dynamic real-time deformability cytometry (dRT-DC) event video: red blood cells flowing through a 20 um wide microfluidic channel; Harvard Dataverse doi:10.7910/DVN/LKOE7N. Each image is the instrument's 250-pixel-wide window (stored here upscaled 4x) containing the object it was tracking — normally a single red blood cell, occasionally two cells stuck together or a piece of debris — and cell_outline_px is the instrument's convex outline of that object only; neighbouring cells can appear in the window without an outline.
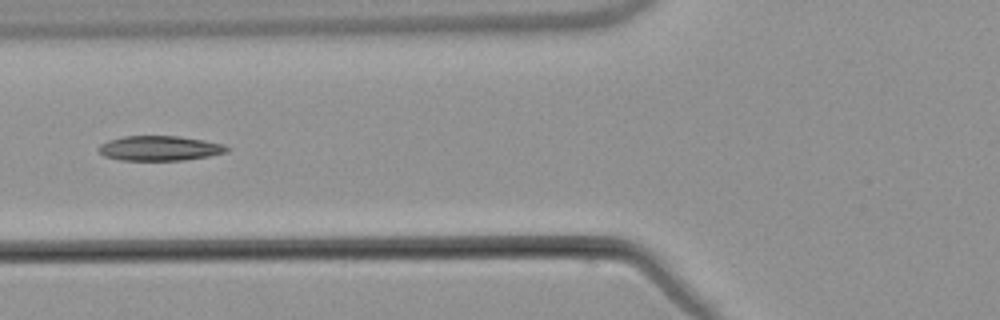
{"species": "common noctule bat (a hibernating species)", "species_latin": "Nyctalus noctula", "temperature_condition": "warm", "stored_images_in_passage": 6, "camera_frame_rate_fps": 3000, "um_per_image_px": 0.085, "animal": {"sex": "male", "body_mass_g": 21.5, "forearm_length_mm": 52.0}, "frame": {"image": 1, "passage_image": 6, "time_ms": 7.0, "image_size_px": [1000, 320], "cell_outline_px": [[232, 148], [228, 152], [208, 156], [184, 160], [120, 160], [104, 156], [96, 148], [100, 144], [108, 140], [124, 136], [180, 136], [204, 140], [224, 144]], "centroid_in_image_um": [13.59, 12.6], "position_along_channel_um": 112.2, "area_um2": 18.73}}